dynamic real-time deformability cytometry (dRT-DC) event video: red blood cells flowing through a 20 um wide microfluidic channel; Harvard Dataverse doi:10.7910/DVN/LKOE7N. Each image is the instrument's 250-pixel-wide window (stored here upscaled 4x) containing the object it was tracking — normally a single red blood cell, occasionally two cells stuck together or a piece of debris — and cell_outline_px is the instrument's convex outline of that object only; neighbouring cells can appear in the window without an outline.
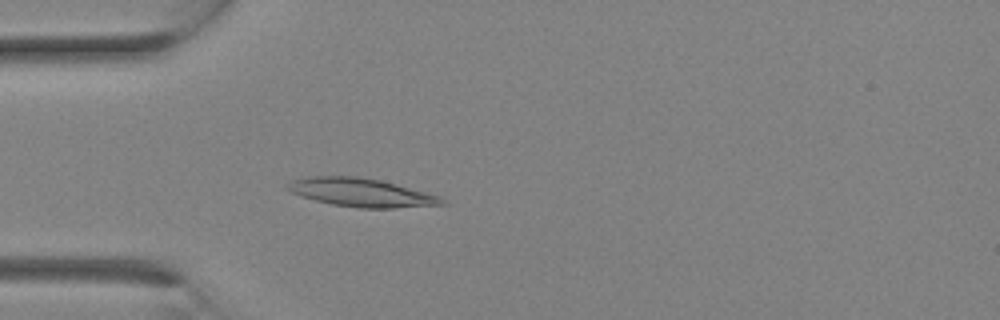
{"species": "Egyptian fruit bat (a non-hibernating species)", "species_latin": "Rousettus aegyptiacus", "temperature_condition": "room temperature", "stored_images_in_passage": 8, "camera_frame_rate_fps": 3000, "um_per_image_px": 0.085, "animal": {"sex": "female"}, "frame": {"image": 1, "passage_image": 6, "time_ms": 1.667, "image_size_px": [1000, 320], "cell_outline_px": [[448, 204], [396, 208], [360, 208], [332, 204], [300, 196], [284, 188], [292, 180], [308, 176], [356, 176], [380, 180], [396, 184], [440, 196]], "centroid_in_image_um": [30.7, 16.36], "position_along_channel_um": 54.3, "area_um2": 25.49}}
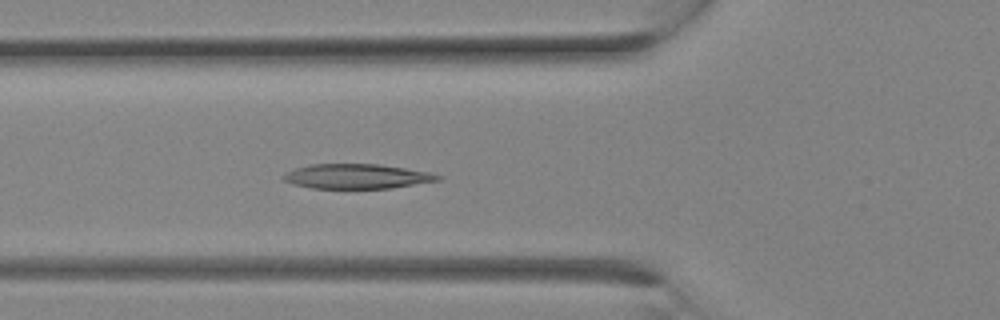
{"frame": {"image": 2, "passage_image": 8, "time_ms": 2.333, "image_size_px": [1000, 320], "cell_outline_px": [[444, 176], [440, 180], [392, 188], [312, 188], [296, 184], [284, 180], [280, 176], [296, 168], [312, 164], [380, 164], [428, 172]], "centroid_in_image_um": [30.36, 14.98], "position_along_channel_um": 95.4, "area_um2": 22.02}}